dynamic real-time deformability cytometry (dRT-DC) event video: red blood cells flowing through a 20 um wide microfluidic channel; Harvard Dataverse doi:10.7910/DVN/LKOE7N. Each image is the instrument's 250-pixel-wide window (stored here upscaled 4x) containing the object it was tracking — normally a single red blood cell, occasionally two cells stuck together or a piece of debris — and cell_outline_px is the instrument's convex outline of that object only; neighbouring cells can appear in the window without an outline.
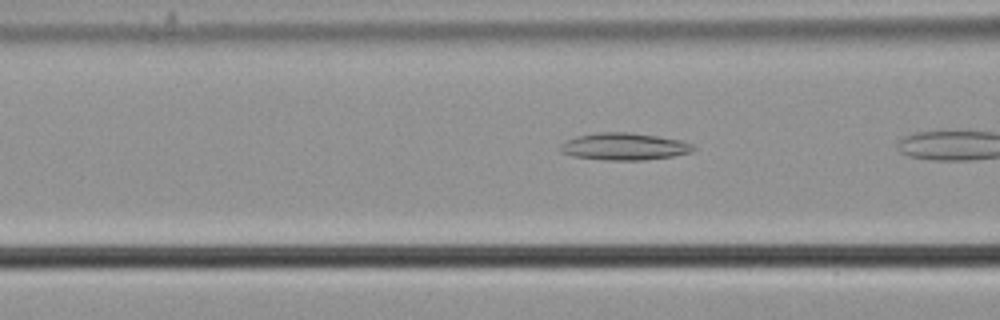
{"species": "common noctule bat (a hibernating species)", "species_latin": "Nyctalus noctula", "temperature_condition": "cold", "stored_images_in_passage": 5, "camera_frame_rate_fps": 3000, "um_per_image_px": 0.085, "animal": {"sex": "male", "body_mass_g": 21.5, "forearm_length_mm": 52.0}, "frame": {"image": 1, "passage_image": 4, "time_ms": 1.0, "image_size_px": [1000, 320], "cell_outline_px": [[696, 148], [692, 152], [672, 156], [644, 160], [604, 160], [572, 156], [560, 152], [560, 144], [576, 136], [600, 132], [628, 132], [656, 136], [680, 140], [692, 144]], "centroid_in_image_um": [53.04, 12.46], "position_along_channel_um": 113.6, "area_um2": 20.98}}